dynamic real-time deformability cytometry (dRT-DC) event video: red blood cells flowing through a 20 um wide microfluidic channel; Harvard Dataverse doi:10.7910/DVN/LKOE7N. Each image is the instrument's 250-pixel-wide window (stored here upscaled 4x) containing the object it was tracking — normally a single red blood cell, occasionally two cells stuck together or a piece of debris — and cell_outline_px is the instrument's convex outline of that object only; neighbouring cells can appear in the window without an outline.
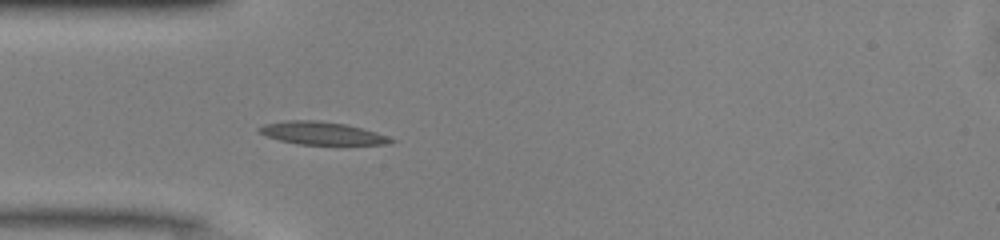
{"species": "common noctule bat (a hibernating species)", "species_latin": "Nyctalus noctula", "temperature_condition": "warm", "stored_images_in_passage": 36, "camera_frame_rate_fps": 3000, "um_per_image_px": 0.085, "animal": {"sex": "male", "body_mass_g": 13.0, "forearm_length_mm": 53.1}, "frame": {"image": 1, "passage_image": 1, "time_ms": 0.0, "image_size_px": [1000, 240], "cell_outline_px": [[396, 140], [384, 144], [296, 144], [280, 140], [268, 136], [260, 132], [256, 128], [264, 124], [288, 120], [316, 120], [344, 124], [376, 132], [388, 136]], "centroid_in_image_um": [27.32, 11.32], "position_along_channel_um": 57.7, "area_um2": 17.17}}
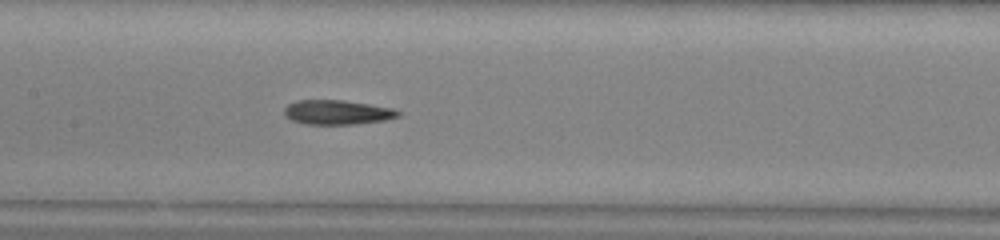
{"frame": {"image": 2, "passage_image": 10, "time_ms": 3.0, "image_size_px": [1000, 240], "cell_outline_px": [[400, 116], [384, 120], [352, 124], [304, 124], [292, 120], [284, 112], [284, 108], [288, 104], [296, 100], [340, 100], [368, 104], [392, 108], [400, 112]], "centroid_in_image_um": [28.65, 9.54], "position_along_channel_um": 178.8, "area_um2": 16.01}}
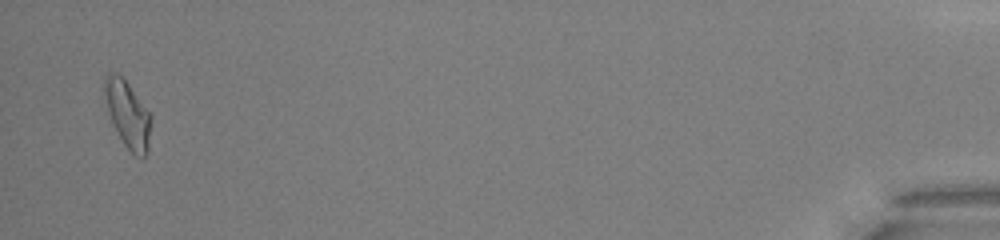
{"frame": {"image": 3, "passage_image": 35, "time_ms": 11.333, "image_size_px": [1000, 240], "cell_outline_px": [[152, 116], [148, 152], [140, 160], [124, 144], [112, 124], [104, 100], [104, 76], [108, 72], [116, 72], [124, 76]], "centroid_in_image_um": [10.85, 9.68], "position_along_channel_um": 424.4, "area_um2": 18.55}, "authors_computed_cell_mechanics": {"area_um2": 16.4441, "velocity_mm_per_s": 4.1086, "shape_relaxation_time_tau1_ms": null, "shape_relaxation_time_tau2_ms": 5.4232, "deformation_change_tau1": null, "deformation_change_tau2": 0.1163}}